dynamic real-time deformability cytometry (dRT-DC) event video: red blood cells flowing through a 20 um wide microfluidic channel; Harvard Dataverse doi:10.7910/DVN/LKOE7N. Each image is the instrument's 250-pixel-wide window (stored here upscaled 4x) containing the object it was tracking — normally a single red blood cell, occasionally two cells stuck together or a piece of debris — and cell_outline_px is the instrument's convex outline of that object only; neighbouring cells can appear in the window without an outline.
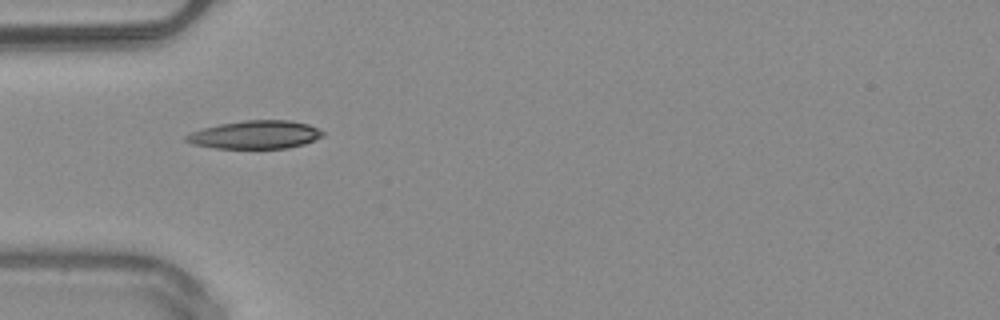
{"species": "common noctule bat (a hibernating species)", "species_latin": "Nyctalus noctula", "temperature_condition": "warm", "stored_images_in_passage": 11, "camera_frame_rate_fps": 3000, "um_per_image_px": 0.085, "animal": {"sex": "male", "body_mass_g": 20.4}, "frame": {"image": 1, "passage_image": 1, "time_ms": 0.0, "image_size_px": [1000, 320], "cell_outline_px": [[324, 136], [304, 144], [288, 148], [216, 148], [192, 144], [184, 140], [184, 136], [192, 132], [204, 128], [220, 124], [244, 120], [288, 120], [308, 124], [324, 132]], "centroid_in_image_um": [21.7, 11.45], "position_along_channel_um": 63.3, "area_um2": 22.31}}